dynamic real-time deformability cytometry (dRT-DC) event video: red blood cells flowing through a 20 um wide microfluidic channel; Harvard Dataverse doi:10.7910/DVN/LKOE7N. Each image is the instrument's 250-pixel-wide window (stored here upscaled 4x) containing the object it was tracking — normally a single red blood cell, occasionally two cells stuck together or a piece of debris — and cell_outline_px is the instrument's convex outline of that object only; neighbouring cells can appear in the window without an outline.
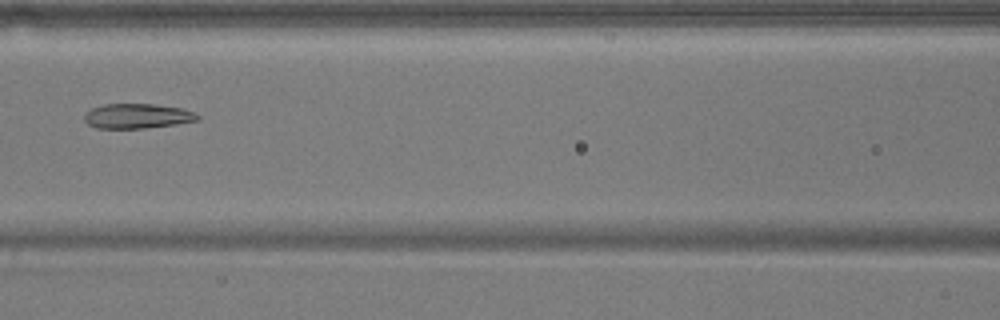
{"species": "common noctule bat (a hibernating species)", "species_latin": "Nyctalus noctula", "temperature_condition": "warm", "stored_images_in_passage": 4, "camera_frame_rate_fps": 3000, "um_per_image_px": 0.085, "animal": {"sex": "male", "body_mass_g": 17.9}, "frame": {"image": 1, "passage_image": 4, "time_ms": 3.667, "image_size_px": [1000, 320], "cell_outline_px": [[200, 120], [176, 124], [144, 128], [96, 128], [88, 124], [84, 120], [84, 116], [92, 108], [104, 104], [152, 104], [180, 108], [196, 112], [200, 116]], "centroid_in_image_um": [11.7, 9.86], "position_along_channel_um": 154.9, "area_um2": 16.3}}